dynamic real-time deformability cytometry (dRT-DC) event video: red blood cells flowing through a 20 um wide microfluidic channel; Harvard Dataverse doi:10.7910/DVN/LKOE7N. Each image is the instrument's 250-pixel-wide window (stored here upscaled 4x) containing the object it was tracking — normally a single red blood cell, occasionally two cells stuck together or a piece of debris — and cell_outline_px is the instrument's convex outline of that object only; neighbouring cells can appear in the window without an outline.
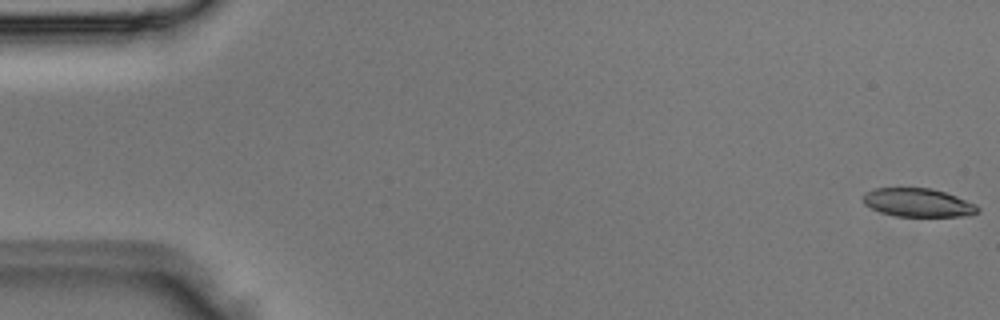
{"species": "Egyptian fruit bat (a non-hibernating species)", "species_latin": "Rousettus aegyptiacus", "temperature_condition": "room temperature", "stored_images_in_passage": 4, "camera_frame_rate_fps": 3000, "um_per_image_px": 0.085, "animal": {"sex": "male"}, "frame": {"image": 1, "passage_image": 1, "time_ms": 0.0, "image_size_px": [1000, 320], "cell_outline_px": [[980, 212], [972, 216], [896, 216], [880, 212], [864, 204], [860, 200], [860, 196], [864, 192], [872, 188], [932, 188], [956, 196], [976, 204], [980, 208]], "centroid_in_image_um": [78.0, 17.22], "position_along_channel_um": 7.0, "area_um2": 19.36}}